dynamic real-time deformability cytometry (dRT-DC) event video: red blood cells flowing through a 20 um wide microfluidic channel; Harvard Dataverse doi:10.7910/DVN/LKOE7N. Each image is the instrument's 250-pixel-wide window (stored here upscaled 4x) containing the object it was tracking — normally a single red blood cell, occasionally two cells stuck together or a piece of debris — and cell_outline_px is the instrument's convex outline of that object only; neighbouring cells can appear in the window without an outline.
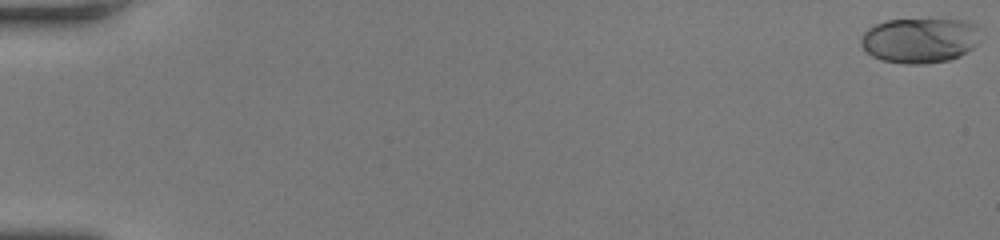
{"species": "human", "species_latin": "Homo sapiens", "temperature_condition": "room temperature", "stored_images_in_passage": 51, "camera_frame_rate_fps": 3000, "um_per_image_px": 0.085, "donor": {"sex": "female"}, "frame": {"image": 1, "passage_image": 1, "time_ms": 0.0, "image_size_px": [1000, 240], "cell_outline_px": [[980, 40], [972, 48], [960, 56], [948, 60], [924, 64], [904, 64], [880, 60], [872, 56], [860, 44], [860, 40], [864, 32], [868, 28], [876, 24], [888, 20], [968, 20], [976, 24]], "centroid_in_image_um": [78.18, 3.44], "position_along_channel_um": 6.8, "area_um2": 31.44}}
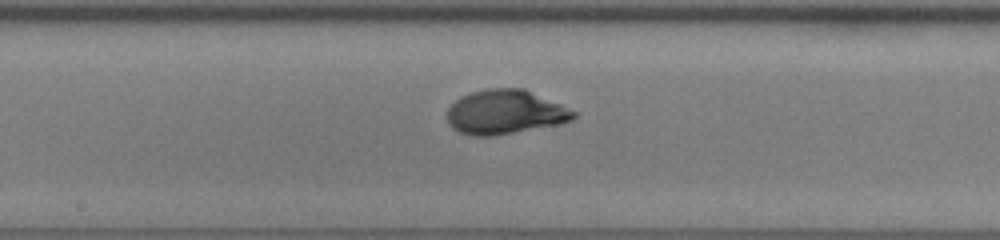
{"frame": {"image": 2, "passage_image": 29, "time_ms": 9.333, "image_size_px": [1000, 240], "cell_outline_px": [[576, 116], [572, 120], [560, 124], [492, 136], [472, 136], [460, 132], [452, 128], [448, 124], [448, 108], [460, 96], [472, 92], [488, 88], [524, 88], [560, 104], [576, 112]], "centroid_in_image_um": [42.92, 9.53], "position_along_channel_um": 205.3, "area_um2": 32.54}}
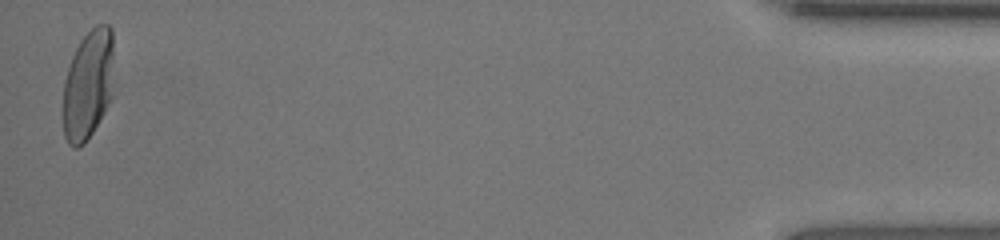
{"frame": {"image": 3, "passage_image": 51, "time_ms": 16.667, "image_size_px": [1000, 240], "cell_outline_px": [[112, 60], [108, 100], [104, 112], [92, 132], [84, 144], [76, 148], [72, 148], [68, 144], [64, 136], [60, 112], [60, 108], [64, 80], [72, 56], [80, 40], [96, 24], [108, 24], [112, 28]], "centroid_in_image_um": [7.39, 7.25], "position_along_channel_um": 427.8, "area_um2": 32.54}, "authors_computed_cell_mechanics": {"area_um2": 31.501, "velocity_mm_per_s": 4.1706, "shape_relaxation_time_tau1_ms": 3.6375, "shape_relaxation_time_tau2_ms": null, "deformation_change_tau1": 0.205, "deformation_change_tau2": null}}